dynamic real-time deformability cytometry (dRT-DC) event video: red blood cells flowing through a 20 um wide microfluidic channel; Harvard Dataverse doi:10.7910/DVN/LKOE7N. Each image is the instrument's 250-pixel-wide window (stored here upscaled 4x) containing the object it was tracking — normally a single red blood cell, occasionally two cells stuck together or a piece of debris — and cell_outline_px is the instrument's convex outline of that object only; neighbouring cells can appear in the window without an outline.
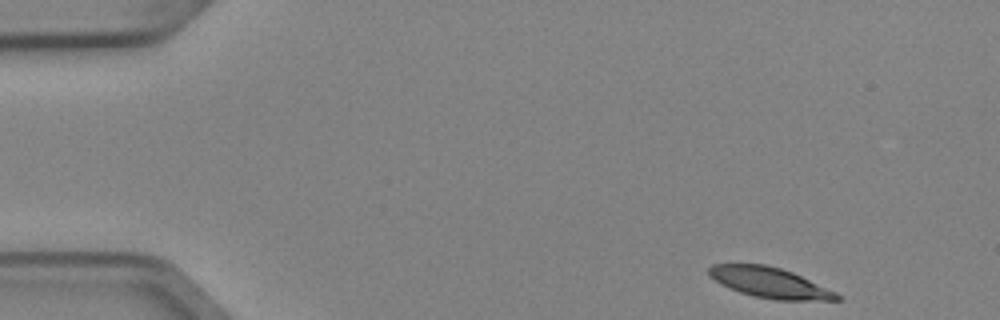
{"species": "Egyptian fruit bat (a non-hibernating species)", "species_latin": "Rousettus aegyptiacus", "temperature_condition": "cold", "stored_images_in_passage": 3, "camera_frame_rate_fps": 3000, "um_per_image_px": 0.085, "animal": {"sex": "female"}, "frame": {"image": 1, "passage_image": 1, "time_ms": 0.0, "image_size_px": [1000, 320], "cell_outline_px": [[840, 300], [776, 300], [752, 296], [740, 292], [720, 284], [708, 276], [708, 268], [712, 264], [764, 264], [780, 268], [792, 272], [836, 292], [840, 296]], "centroid_in_image_um": [65.38, 24.02], "position_along_channel_um": 19.6, "area_um2": 22.6}}